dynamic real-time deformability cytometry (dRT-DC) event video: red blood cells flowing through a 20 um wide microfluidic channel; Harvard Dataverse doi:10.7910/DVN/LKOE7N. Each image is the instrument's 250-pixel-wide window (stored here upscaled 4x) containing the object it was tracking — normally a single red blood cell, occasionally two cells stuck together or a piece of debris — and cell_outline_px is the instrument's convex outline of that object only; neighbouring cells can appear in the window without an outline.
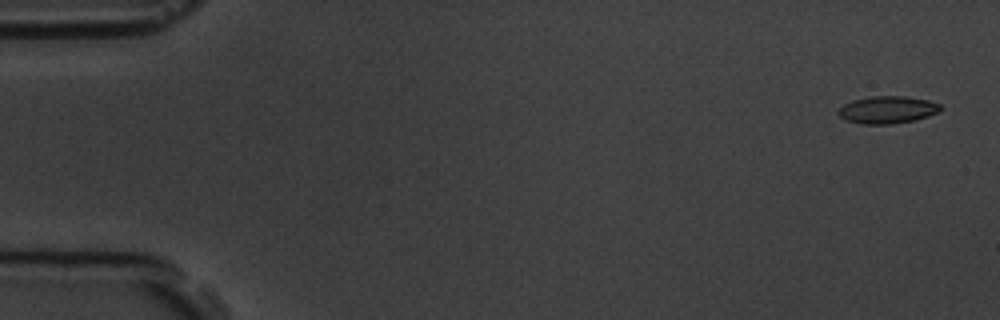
{"species": "common noctule bat (a hibernating species)", "species_latin": "Nyctalus noctula", "temperature_condition": "room temperature", "stored_images_in_passage": 5, "camera_frame_rate_fps": 3000, "um_per_image_px": 0.085, "animal": {"sex": "male", "body_mass_g": 19.5, "forearm_length_mm": 54.6}, "frame": {"image": 1, "passage_image": 1, "time_ms": 0.0, "image_size_px": [1000, 320], "cell_outline_px": [[944, 108], [940, 112], [916, 120], [892, 124], [860, 124], [844, 120], [836, 112], [844, 104], [852, 100], [872, 96], [904, 96], [928, 100], [940, 104]], "centroid_in_image_um": [75.44, 9.34], "position_along_channel_um": 9.6, "area_um2": 16.53}}
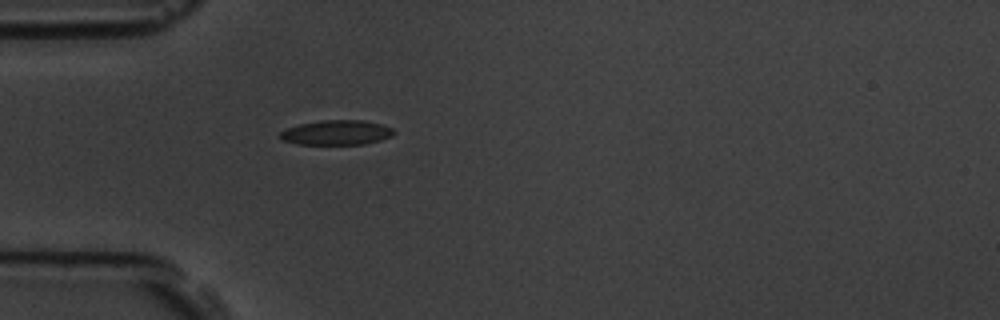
{"frame": {"image": 2, "passage_image": 5, "time_ms": 4.667, "image_size_px": [1000, 320], "cell_outline_px": [[396, 132], [392, 136], [380, 140], [364, 144], [296, 144], [280, 140], [276, 136], [280, 132], [288, 128], [300, 124], [324, 120], [364, 120], [380, 124], [392, 128]], "centroid_in_image_um": [28.58, 11.27], "position_along_channel_um": 56.4, "area_um2": 16.47}}